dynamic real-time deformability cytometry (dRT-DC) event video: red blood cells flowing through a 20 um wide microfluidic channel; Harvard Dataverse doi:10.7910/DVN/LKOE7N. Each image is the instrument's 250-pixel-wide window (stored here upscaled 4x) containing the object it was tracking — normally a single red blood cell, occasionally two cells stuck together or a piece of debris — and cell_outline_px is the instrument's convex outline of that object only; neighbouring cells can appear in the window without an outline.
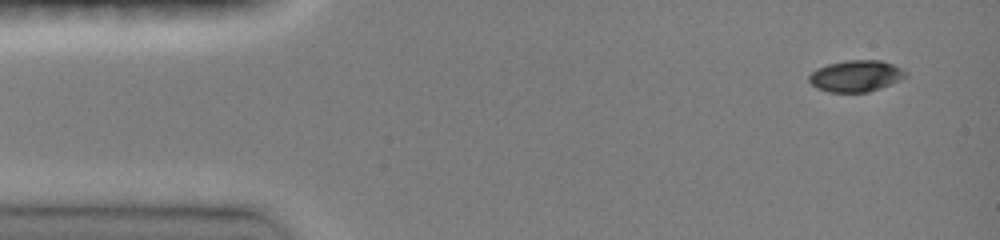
{"species": "common noctule bat (a hibernating species)", "species_latin": "Nyctalus noctula", "temperature_condition": "room temperature", "stored_images_in_passage": 10, "camera_frame_rate_fps": 3000, "um_per_image_px": 0.085, "animal": {"sex": "female", "body_mass_g": 19.0, "forearm_length_mm": 51.5}, "frame": {"image": 1, "passage_image": 1, "time_ms": 0.0, "image_size_px": [1000, 240], "cell_outline_px": [[908, 76], [880, 88], [868, 92], [828, 92], [816, 88], [808, 80], [808, 76], [816, 68], [828, 64], [848, 60], [880, 60], [904, 68], [908, 72]], "centroid_in_image_um": [72.76, 6.45], "position_along_channel_um": 12.2, "area_um2": 17.8}}
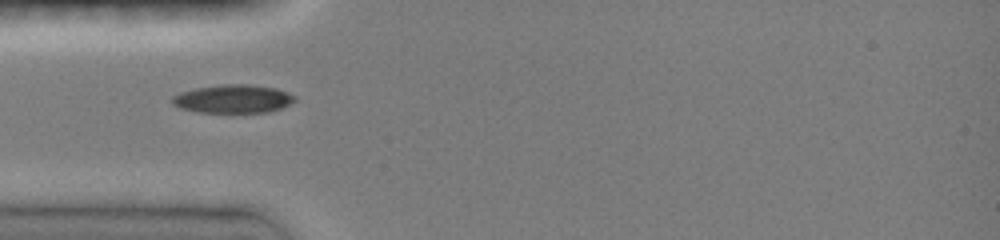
{"frame": {"image": 2, "passage_image": 5, "time_ms": 3.667, "image_size_px": [1000, 240], "cell_outline_px": [[296, 100], [280, 108], [268, 112], [196, 112], [180, 108], [172, 104], [172, 96], [180, 92], [196, 88], [224, 84], [248, 84], [276, 88], [296, 96]], "centroid_in_image_um": [19.79, 8.4], "position_along_channel_um": 65.2, "area_um2": 20.17}}